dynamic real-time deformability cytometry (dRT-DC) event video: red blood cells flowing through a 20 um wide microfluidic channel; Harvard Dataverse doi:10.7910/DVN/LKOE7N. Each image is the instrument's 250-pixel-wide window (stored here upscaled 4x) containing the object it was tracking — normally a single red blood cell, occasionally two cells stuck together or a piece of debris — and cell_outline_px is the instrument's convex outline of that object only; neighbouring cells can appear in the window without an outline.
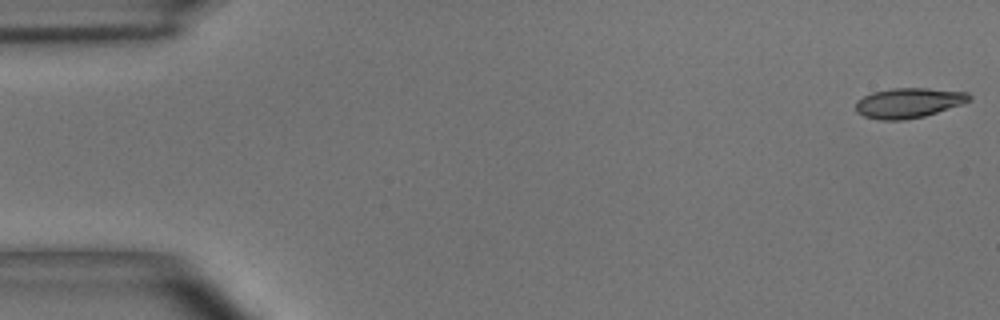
{"species": "common noctule bat (a hibernating species)", "species_latin": "Nyctalus noctula", "temperature_condition": "room temperature", "stored_images_in_passage": 10, "camera_frame_rate_fps": 3000, "um_per_image_px": 0.085, "animal": {"sex": "male", "body_mass_g": 15.6}, "frame": {"image": 1, "passage_image": 1, "time_ms": 0.0, "image_size_px": [1000, 320], "cell_outline_px": [[972, 100], [924, 116], [904, 120], [880, 120], [864, 116], [856, 112], [856, 100], [872, 92], [892, 88], [928, 88], [968, 92], [972, 96]], "centroid_in_image_um": [77.21, 8.74], "position_along_channel_um": 7.8, "area_um2": 19.83}}